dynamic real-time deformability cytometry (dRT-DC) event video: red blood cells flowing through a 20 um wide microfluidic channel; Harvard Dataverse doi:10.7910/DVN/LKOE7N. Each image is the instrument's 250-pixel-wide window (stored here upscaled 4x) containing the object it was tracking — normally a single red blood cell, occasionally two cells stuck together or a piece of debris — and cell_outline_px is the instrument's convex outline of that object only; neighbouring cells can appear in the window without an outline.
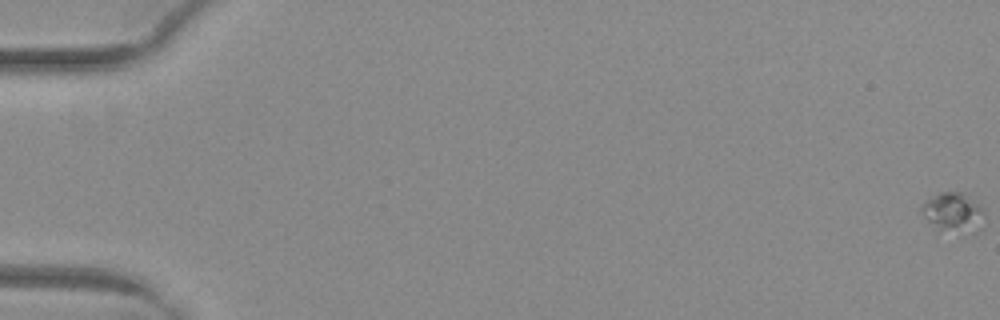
{"species": "common noctule bat (a hibernating species)", "species_latin": "Nyctalus noctula", "temperature_condition": "warm", "stored_images_in_passage": 27, "camera_frame_rate_fps": 3000, "um_per_image_px": 0.085, "animal": {"sex": "female", "body_mass_g": 29.2, "forearm_length_mm": 56.3}, "frame": {"image": 1, "passage_image": 1, "time_ms": 0.0, "image_size_px": [1000, 320], "cell_outline_px": [[984, 228], [980, 232], [976, 232], [940, 228], [928, 220], [924, 216], [920, 208], [920, 204], [932, 196], [940, 192], [960, 192], [984, 208]], "centroid_in_image_um": [81.08, 18.02], "position_along_channel_um": 3.9, "area_um2": 14.05}}
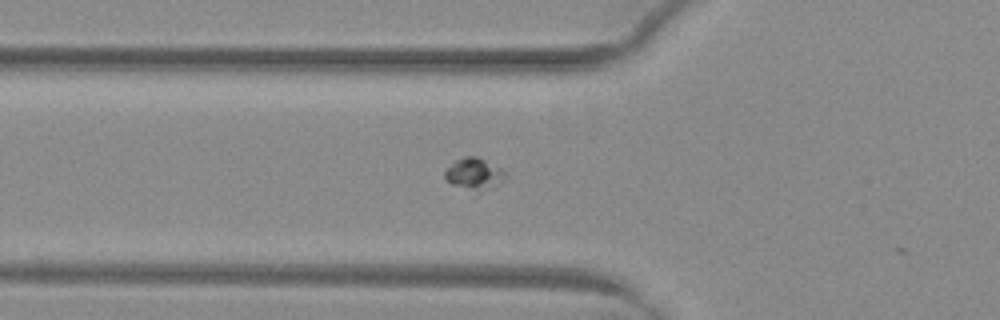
{"frame": {"image": 2, "passage_image": 22, "time_ms": 7.0, "image_size_px": [1000, 320], "cell_outline_px": [[508, 176], [504, 180], [492, 188], [480, 192], [452, 184], [444, 176], [444, 172], [456, 160], [464, 156], [476, 156], [500, 168]], "centroid_in_image_um": [40.34, 14.78], "position_along_channel_um": 85.5, "area_um2": 10.92}}
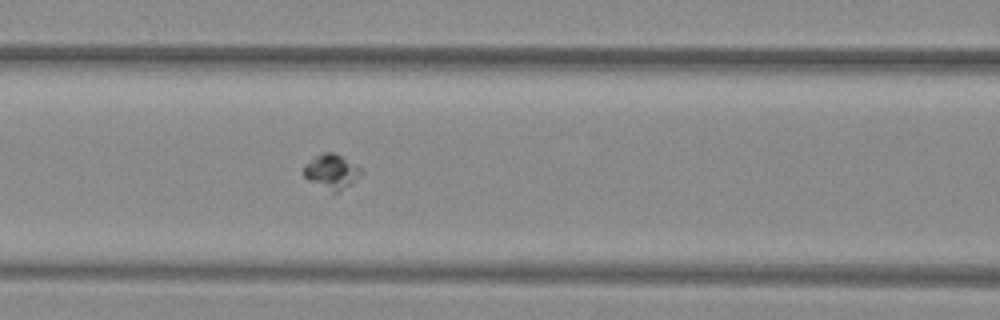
{"frame": {"image": 3, "passage_image": 26, "time_ms": 8.333, "image_size_px": [1000, 320], "cell_outline_px": [[364, 172], [352, 184], [336, 192], [332, 192], [308, 180], [304, 176], [304, 164], [320, 152], [332, 152], [356, 164]], "centroid_in_image_um": [28.19, 14.57], "position_along_channel_um": 138.4, "area_um2": 11.56}}